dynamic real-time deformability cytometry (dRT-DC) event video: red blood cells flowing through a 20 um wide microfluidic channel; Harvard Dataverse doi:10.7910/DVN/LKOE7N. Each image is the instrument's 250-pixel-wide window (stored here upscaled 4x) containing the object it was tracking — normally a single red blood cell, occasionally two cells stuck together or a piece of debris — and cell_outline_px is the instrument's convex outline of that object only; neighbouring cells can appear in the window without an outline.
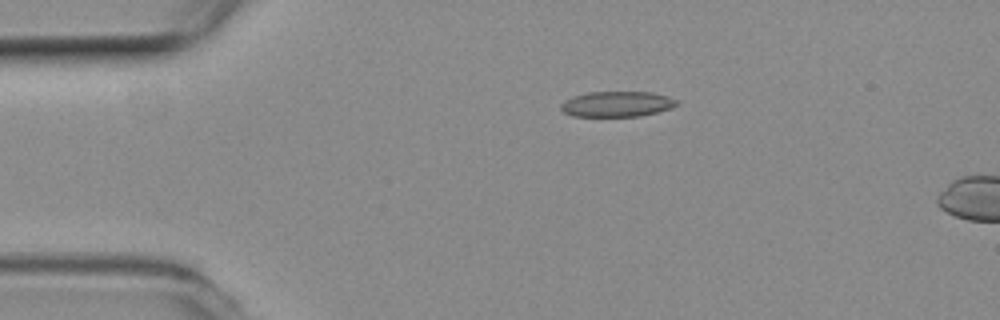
{"species": "common noctule bat (a hibernating species)", "species_latin": "Nyctalus noctula", "temperature_condition": "room temperature", "stored_images_in_passage": 5, "camera_frame_rate_fps": 3000, "um_per_image_px": 0.085, "animal": {"sex": "female", "body_mass_g": 19.3, "forearm_length_mm": 54.1}, "frame": {"image": 1, "passage_image": 5, "time_ms": 1.333, "image_size_px": [1000, 320], "cell_outline_px": [[680, 104], [672, 108], [640, 116], [572, 116], [564, 112], [560, 108], [560, 104], [564, 100], [572, 96], [588, 92], [652, 92], [668, 96], [676, 100]], "centroid_in_image_um": [52.43, 8.84], "position_along_channel_um": 32.6, "area_um2": 17.28}}